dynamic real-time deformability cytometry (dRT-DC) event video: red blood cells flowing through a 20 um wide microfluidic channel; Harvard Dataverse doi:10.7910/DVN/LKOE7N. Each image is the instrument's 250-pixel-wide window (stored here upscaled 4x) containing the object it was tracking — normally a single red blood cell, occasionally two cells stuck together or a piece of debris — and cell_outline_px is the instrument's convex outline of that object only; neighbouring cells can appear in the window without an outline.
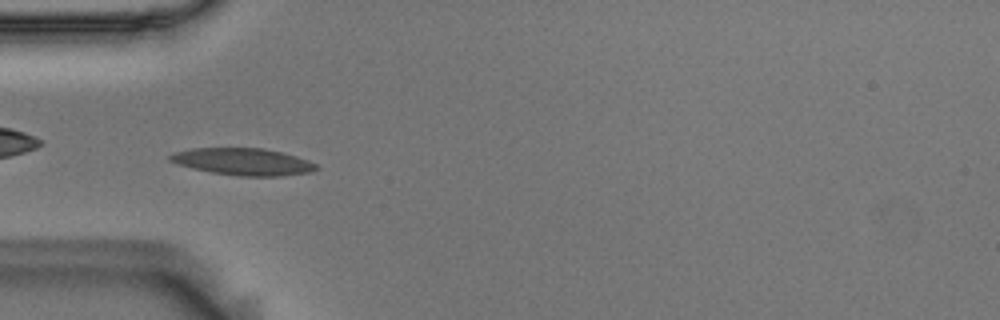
{"species": "Egyptian fruit bat (a non-hibernating species)", "species_latin": "Rousettus aegyptiacus", "temperature_condition": "room temperature", "stored_images_in_passage": 56, "camera_frame_rate_fps": 3000, "um_per_image_px": 0.085, "animal": {"sex": "male"}, "frame": {"image": 1, "passage_image": 17, "time_ms": 5.333, "image_size_px": [1000, 320], "cell_outline_px": [[320, 168], [308, 172], [280, 176], [236, 176], [212, 172], [192, 168], [176, 164], [168, 160], [168, 156], [172, 152], [192, 148], [264, 148], [296, 156], [308, 160], [316, 164]], "centroid_in_image_um": [20.61, 13.74], "position_along_channel_um": 64.4, "area_um2": 23.06}}
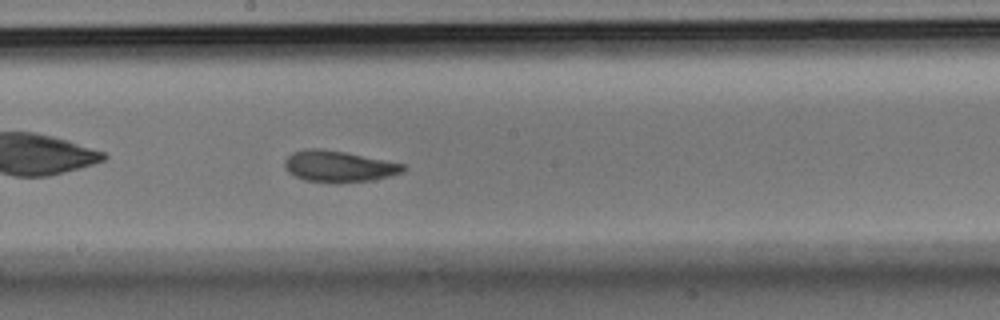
{"frame": {"image": 2, "passage_image": 30, "time_ms": 9.667, "image_size_px": [1000, 320], "cell_outline_px": [[408, 168], [404, 172], [372, 180], [336, 184], [304, 180], [288, 172], [284, 168], [284, 160], [292, 152], [308, 148], [320, 148], [344, 152], [404, 164]], "centroid_in_image_um": [28.77, 14.15], "position_along_channel_um": 219.4, "area_um2": 21.79}}
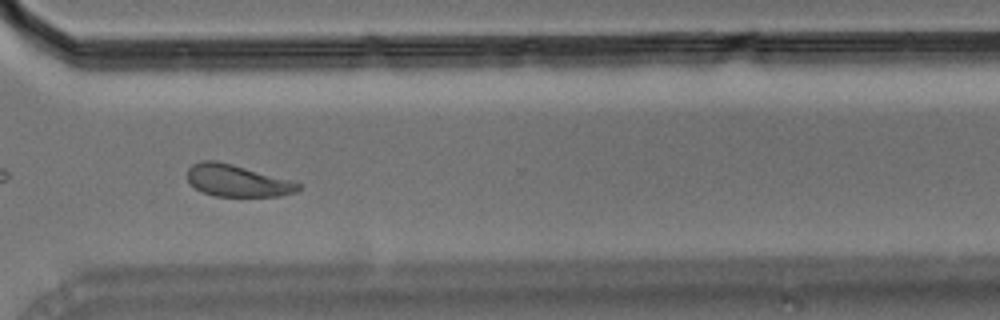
{"frame": {"image": 3, "passage_image": 41, "time_ms": 13.333, "image_size_px": [1000, 320], "cell_outline_px": [[304, 188], [296, 192], [280, 196], [216, 196], [204, 192], [196, 188], [188, 180], [188, 168], [192, 164], [200, 160], [216, 160], [232, 164], [292, 180], [304, 184]], "centroid_in_image_um": [20.23, 15.35], "position_along_channel_um": 350.4, "area_um2": 20.75}, "authors_computed_cell_mechanics": {"area_um2": 21.5016, "velocity_mm_per_s": 3.5769, "shape_relaxation_time_tau1_ms": 3.2268, "shape_relaxation_time_tau2_ms": 3.2091, "deformation_change_tau1": 0.139, "deformation_change_tau2": 0.0937}}